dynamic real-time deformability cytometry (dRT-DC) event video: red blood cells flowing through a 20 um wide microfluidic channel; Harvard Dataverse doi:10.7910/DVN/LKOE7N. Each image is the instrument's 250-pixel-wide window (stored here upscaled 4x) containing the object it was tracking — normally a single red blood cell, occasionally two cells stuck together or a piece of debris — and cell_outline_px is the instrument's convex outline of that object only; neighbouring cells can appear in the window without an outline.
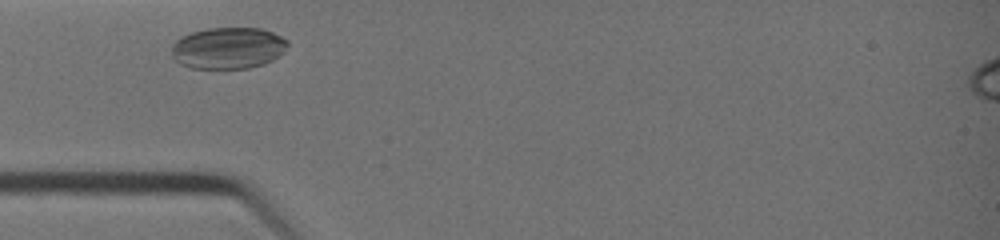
{"species": "common noctule bat (a hibernating species)", "species_latin": "Nyctalus noctula", "temperature_condition": "warm", "stored_images_in_passage": 23, "camera_frame_rate_fps": 3000, "um_per_image_px": 0.085, "animal": {"sex": "female", "body_mass_g": 19.0, "forearm_length_mm": 51.5}, "frame": {"image": 1, "passage_image": 2, "time_ms": 0.333, "image_size_px": [1000, 240], "cell_outline_px": [[288, 44], [284, 52], [280, 56], [264, 64], [248, 68], [192, 68], [180, 64], [172, 56], [172, 44], [180, 36], [192, 32], [208, 28], [260, 28], [272, 32], [288, 40]], "centroid_in_image_um": [19.39, 4.08], "position_along_channel_um": 65.6, "area_um2": 28.21}}
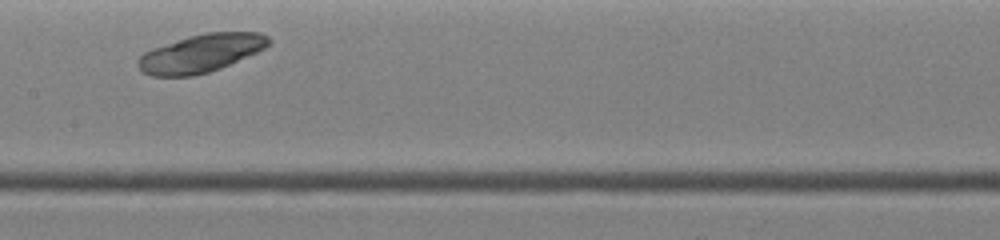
{"frame": {"image": 2, "passage_image": 10, "time_ms": 3.0, "image_size_px": [1000, 240], "cell_outline_px": [[272, 40], [264, 48], [256, 52], [220, 68], [208, 72], [192, 76], [152, 76], [144, 72], [136, 64], [136, 60], [144, 52], [152, 48], [188, 36], [204, 32], [260, 32], [268, 36]], "centroid_in_image_um": [17.06, 4.52], "position_along_channel_um": 190.3, "area_um2": 28.84}}
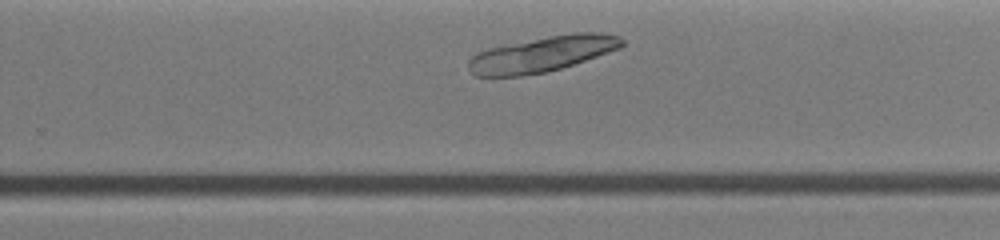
{"frame": {"image": 3, "passage_image": 16, "time_ms": 5.0, "image_size_px": [1000, 240], "cell_outline_px": [[624, 44], [620, 48], [560, 68], [544, 72], [520, 76], [472, 76], [468, 68], [468, 60], [476, 52], [488, 48], [548, 36], [576, 32], [600, 32], [620, 36], [624, 40]], "centroid_in_image_um": [46.06, 4.59], "position_along_channel_um": 283.7, "area_um2": 31.62}}